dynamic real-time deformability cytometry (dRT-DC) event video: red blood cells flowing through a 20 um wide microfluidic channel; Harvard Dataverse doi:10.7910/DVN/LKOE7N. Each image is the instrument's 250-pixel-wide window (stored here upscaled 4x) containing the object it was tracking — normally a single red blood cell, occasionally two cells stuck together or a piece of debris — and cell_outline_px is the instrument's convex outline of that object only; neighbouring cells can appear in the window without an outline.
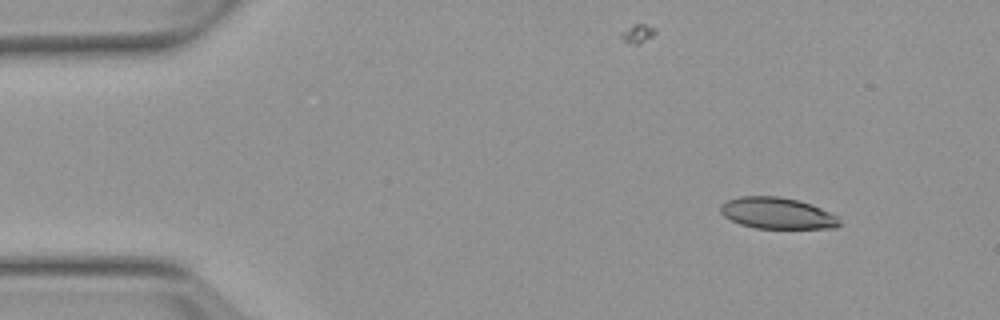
{"species": "Egyptian fruit bat (a non-hibernating species)", "species_latin": "Rousettus aegyptiacus", "temperature_condition": "warm", "stored_images_in_passage": 4, "camera_frame_rate_fps": 3000, "um_per_image_px": 0.085, "animal": {"sex": "female"}, "frame": {"image": 1, "passage_image": 1, "time_ms": 0.0, "image_size_px": [1000, 320], "cell_outline_px": [[840, 224], [836, 228], [756, 228], [740, 224], [724, 216], [720, 212], [720, 204], [728, 200], [740, 196], [780, 196], [812, 204], [836, 216], [840, 220]], "centroid_in_image_um": [66.04, 18.12], "position_along_channel_um": 19.0, "area_um2": 21.62}}
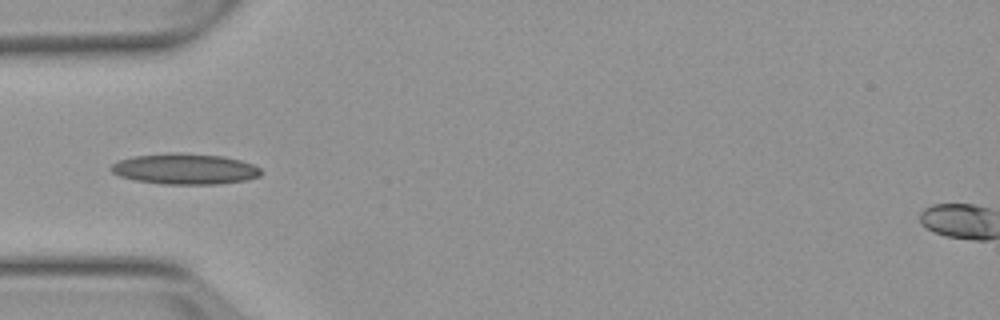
{"frame": {"image": 2, "passage_image": 4, "time_ms": 3.667, "image_size_px": [1000, 320], "cell_outline_px": [[264, 172], [260, 176], [244, 180], [220, 184], [160, 184], [136, 180], [120, 176], [112, 172], [112, 164], [120, 160], [132, 156], [168, 152], [180, 152], [224, 156], [240, 160], [252, 164], [260, 168]], "centroid_in_image_um": [15.74, 14.35], "position_along_channel_um": 69.3, "area_um2": 27.05}}